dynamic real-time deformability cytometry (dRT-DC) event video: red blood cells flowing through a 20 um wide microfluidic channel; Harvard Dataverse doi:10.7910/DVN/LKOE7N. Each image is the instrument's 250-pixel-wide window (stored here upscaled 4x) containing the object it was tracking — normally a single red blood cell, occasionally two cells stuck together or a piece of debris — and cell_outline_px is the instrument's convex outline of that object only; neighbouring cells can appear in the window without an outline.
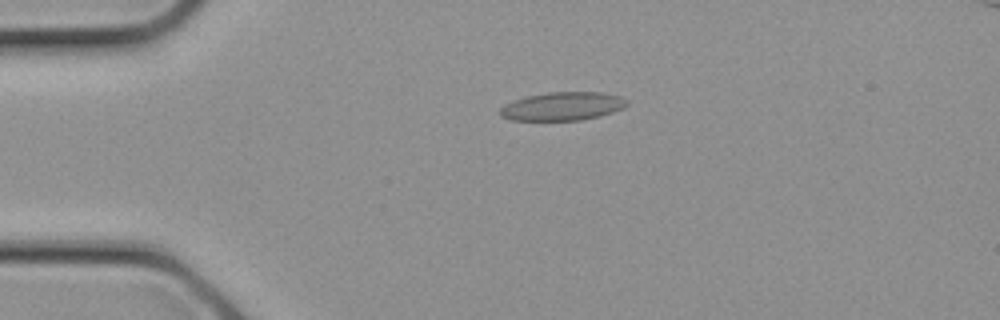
{"species": "common noctule bat (a hibernating species)", "species_latin": "Nyctalus noctula", "temperature_condition": "cold", "stored_images_in_passage": 13, "camera_frame_rate_fps": 3000, "um_per_image_px": 0.085, "animal": {"sex": "female", "body_mass_g": 21.9}, "frame": {"image": 1, "passage_image": 6, "time_ms": 1.667, "image_size_px": [1000, 320], "cell_outline_px": [[628, 104], [624, 108], [600, 116], [580, 120], [512, 120], [500, 116], [500, 108], [504, 104], [528, 96], [548, 92], [600, 92], [620, 96], [628, 100]], "centroid_in_image_um": [47.84, 9.03], "position_along_channel_um": 37.2, "area_um2": 20.92}}
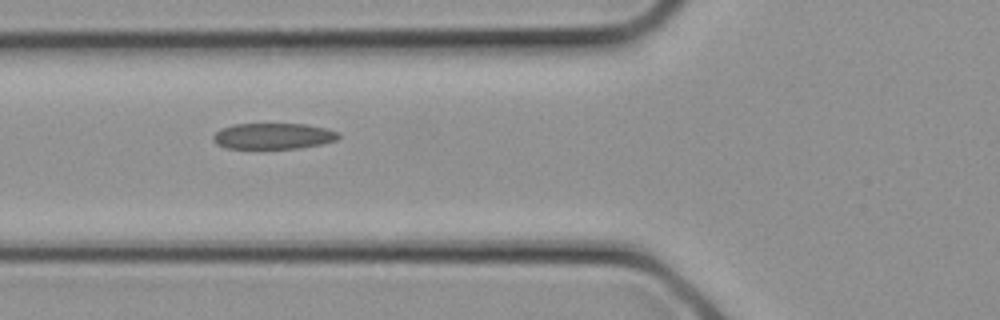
{"frame": {"image": 2, "passage_image": 10, "time_ms": 3.0, "image_size_px": [1000, 320], "cell_outline_px": [[340, 136], [336, 140], [320, 144], [300, 148], [224, 148], [216, 144], [212, 140], [212, 136], [220, 128], [232, 124], [304, 124], [328, 128], [340, 132]], "centroid_in_image_um": [23.21, 11.56], "position_along_channel_um": 102.6, "area_um2": 19.13}}
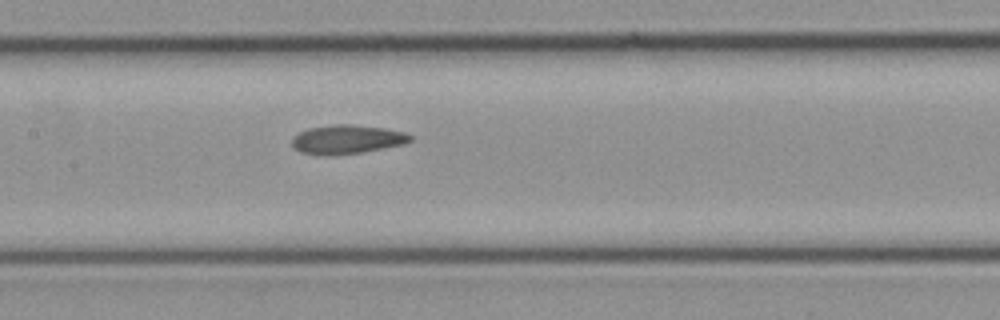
{"frame": {"image": 3, "passage_image": 13, "time_ms": 4.0, "image_size_px": [1000, 320], "cell_outline_px": [[412, 140], [404, 144], [364, 152], [332, 156], [320, 156], [300, 152], [292, 144], [292, 136], [308, 128], [336, 124], [352, 124], [384, 128], [404, 132], [412, 136]], "centroid_in_image_um": [29.48, 11.86], "position_along_channel_um": 177.9, "area_um2": 20.17}}